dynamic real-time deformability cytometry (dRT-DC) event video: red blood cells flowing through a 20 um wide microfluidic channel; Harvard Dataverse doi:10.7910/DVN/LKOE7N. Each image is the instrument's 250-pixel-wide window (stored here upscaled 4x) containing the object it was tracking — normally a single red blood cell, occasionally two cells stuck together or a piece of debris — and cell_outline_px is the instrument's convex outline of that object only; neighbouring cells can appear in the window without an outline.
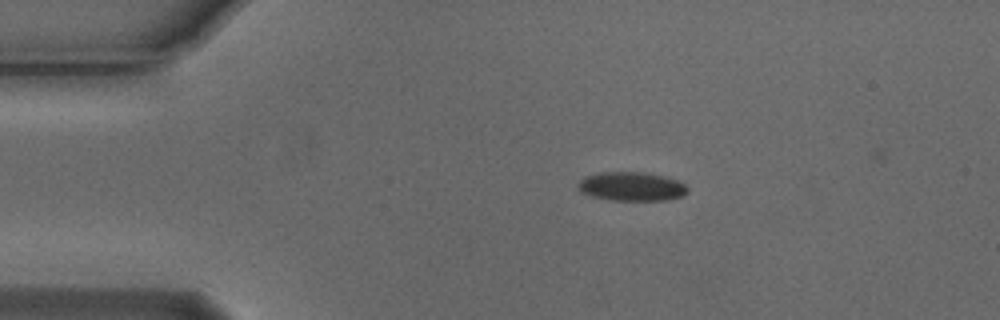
{"species": "Egyptian fruit bat (a non-hibernating species)", "species_latin": "Rousettus aegyptiacus", "temperature_condition": "cold", "stored_images_in_passage": 4, "camera_frame_rate_fps": 3000, "um_per_image_px": 0.085, "animal": {"sex": "male"}, "frame": {"image": 1, "passage_image": 2, "time_ms": 0.333, "image_size_px": [1000, 320], "cell_outline_px": [[688, 192], [680, 196], [668, 200], [608, 200], [592, 196], [580, 192], [576, 184], [584, 176], [600, 172], [640, 172], [664, 176], [676, 180], [684, 184], [688, 188]], "centroid_in_image_um": [53.63, 15.85], "position_along_channel_um": 31.4, "area_um2": 18.5}}
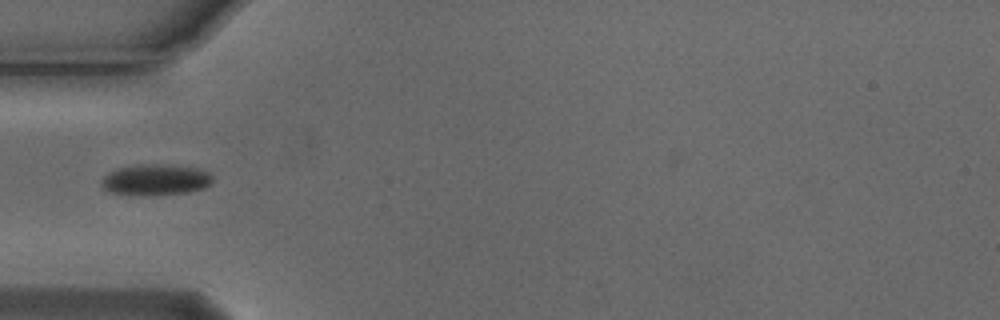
{"frame": {"image": 2, "passage_image": 4, "time_ms": 1.0, "image_size_px": [1000, 320], "cell_outline_px": [[212, 180], [204, 188], [188, 192], [140, 196], [108, 192], [100, 184], [100, 180], [108, 172], [120, 168], [136, 164], [140, 164], [200, 168], [208, 172], [212, 176]], "centroid_in_image_um": [13.17, 15.3], "position_along_channel_um": 71.8, "area_um2": 19.94}}